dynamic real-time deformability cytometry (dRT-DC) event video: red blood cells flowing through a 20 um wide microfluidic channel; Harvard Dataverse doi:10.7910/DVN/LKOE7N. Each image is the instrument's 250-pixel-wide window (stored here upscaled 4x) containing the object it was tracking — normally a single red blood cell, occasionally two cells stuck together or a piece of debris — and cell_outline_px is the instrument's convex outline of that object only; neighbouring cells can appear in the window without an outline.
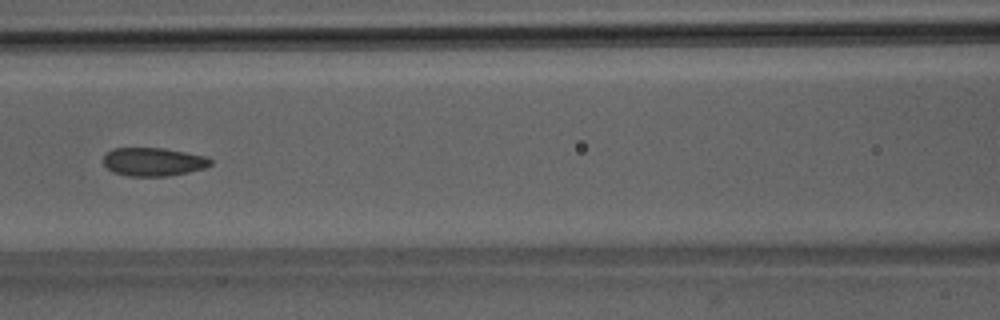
{"species": "Egyptian fruit bat (a non-hibernating species)", "species_latin": "Rousettus aegyptiacus", "temperature_condition": "room temperature", "stored_images_in_passage": 4, "camera_frame_rate_fps": 3000, "um_per_image_px": 0.085, "animal": {"sex": "male"}, "frame": {"image": 1, "passage_image": 4, "time_ms": 3.333, "image_size_px": [1000, 320], "cell_outline_px": [[212, 164], [204, 168], [188, 172], [168, 176], [132, 176], [112, 172], [104, 164], [104, 156], [112, 148], [164, 148], [208, 156], [212, 160]], "centroid_in_image_um": [13.07, 13.75], "position_along_channel_um": 153.5, "area_um2": 17.74}}